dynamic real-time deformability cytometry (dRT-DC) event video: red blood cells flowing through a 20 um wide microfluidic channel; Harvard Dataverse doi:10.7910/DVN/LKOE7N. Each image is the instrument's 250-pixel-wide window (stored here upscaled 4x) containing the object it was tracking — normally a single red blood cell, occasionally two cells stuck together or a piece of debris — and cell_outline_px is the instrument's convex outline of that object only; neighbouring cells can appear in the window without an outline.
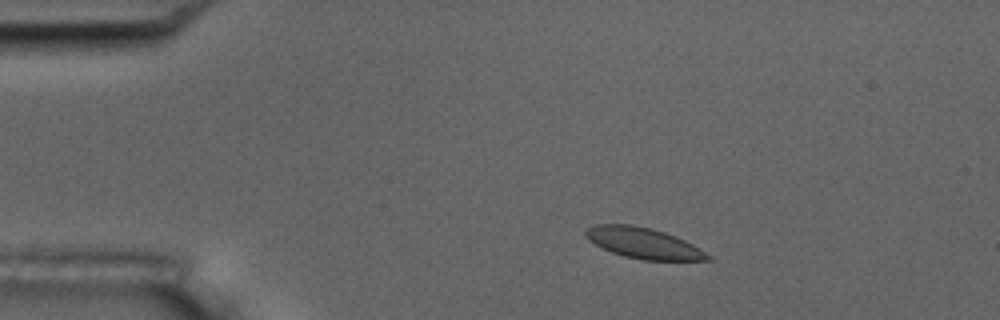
{"species": "common noctule bat (a hibernating species)", "species_latin": "Nyctalus noctula", "temperature_condition": "room temperature", "stored_images_in_passage": 6, "camera_frame_rate_fps": 3000, "um_per_image_px": 0.085, "animal": {"sex": "male", "body_mass_g": 17.5, "forearm_length_mm": 52.3}, "frame": {"image": 1, "passage_image": 3, "time_ms": 2.333, "image_size_px": [1000, 320], "cell_outline_px": [[712, 260], [644, 260], [624, 256], [612, 252], [588, 240], [584, 236], [584, 228], [596, 224], [628, 224], [648, 228], [664, 232], [684, 240], [692, 244], [712, 256]], "centroid_in_image_um": [54.66, 20.66], "position_along_channel_um": 30.3, "area_um2": 21.73}}